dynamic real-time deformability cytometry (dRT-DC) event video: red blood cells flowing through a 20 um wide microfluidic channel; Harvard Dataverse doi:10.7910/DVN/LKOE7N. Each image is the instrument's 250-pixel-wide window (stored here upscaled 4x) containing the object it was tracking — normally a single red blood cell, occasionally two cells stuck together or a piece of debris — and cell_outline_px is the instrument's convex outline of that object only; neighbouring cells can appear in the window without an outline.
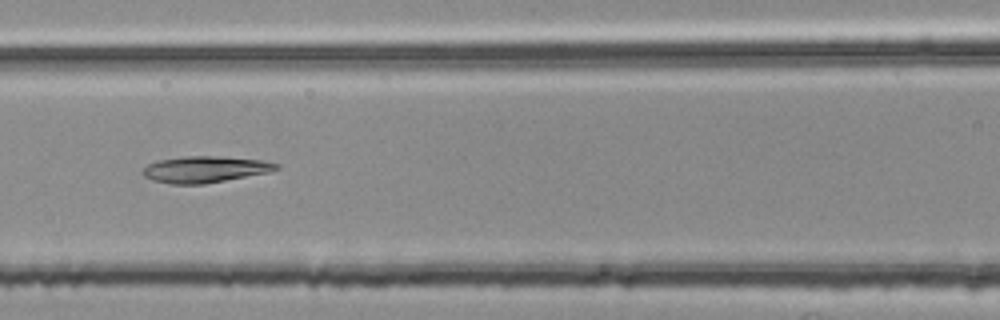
{"species": "common noctule bat (a hibernating species)", "species_latin": "Nyctalus noctula", "temperature_condition": "room temperature", "stored_images_in_passage": 47, "camera_frame_rate_fps": 3000, "um_per_image_px": 0.085, "animal": {"sex": "female", "body_mass_g": 25.1}, "frame": {"image": 1, "passage_image": 23, "time_ms": 7.333, "image_size_px": [1000, 320], "cell_outline_px": [[280, 168], [268, 172], [204, 184], [172, 184], [152, 180], [144, 176], [140, 172], [148, 164], [156, 160], [184, 156], [224, 156], [264, 160], [280, 164]], "centroid_in_image_um": [17.41, 14.38], "position_along_channel_um": 149.2, "area_um2": 20.69}}
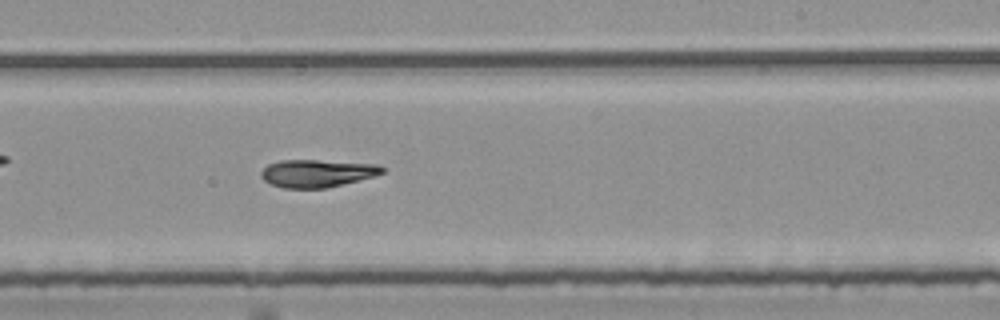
{"frame": {"image": 2, "passage_image": 32, "time_ms": 10.333, "image_size_px": [1000, 320], "cell_outline_px": [[388, 168], [384, 172], [372, 176], [324, 188], [284, 188], [272, 184], [264, 180], [260, 176], [260, 172], [268, 164], [280, 160], [316, 160], [380, 164]], "centroid_in_image_um": [26.95, 14.71], "position_along_channel_um": 262.1, "area_um2": 19.36}}
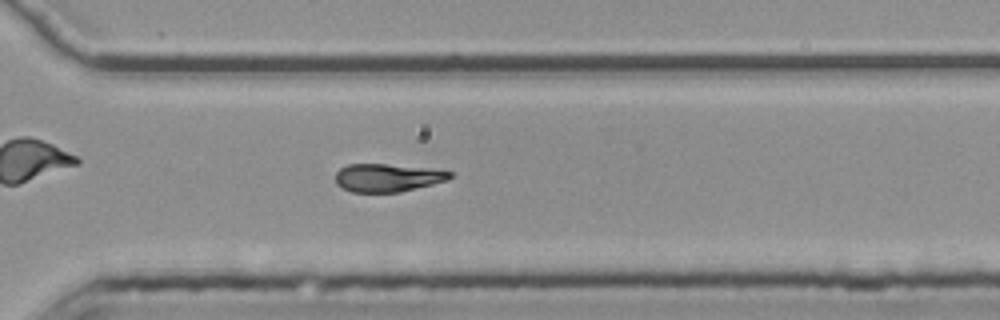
{"frame": {"image": 3, "passage_image": 38, "time_ms": 12.333, "image_size_px": [1000, 320], "cell_outline_px": [[452, 176], [444, 180], [432, 184], [400, 192], [352, 192], [336, 184], [336, 172], [340, 168], [348, 164], [384, 164], [424, 168], [452, 172]], "centroid_in_image_um": [32.88, 15.11], "position_along_channel_um": 337.7, "area_um2": 18.32}, "authors_computed_cell_mechanics": {"area_um2": 20.23, "velocity_mm_per_s": 3.7773, "shape_relaxation_time_tau1_ms": null, "shape_relaxation_time_tau2_ms": 6.6541, "deformation_change_tau1": null, "deformation_change_tau2": 0.1079}}